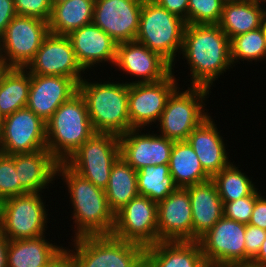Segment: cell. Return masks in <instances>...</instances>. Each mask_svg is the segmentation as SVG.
Here are the masks:
<instances>
[{"mask_svg":"<svg viewBox=\"0 0 266 267\" xmlns=\"http://www.w3.org/2000/svg\"><path fill=\"white\" fill-rule=\"evenodd\" d=\"M211 90L205 87H178L168 98L156 125L159 134L173 141H186L189 134L210 115L204 107ZM205 110L207 112H205Z\"/></svg>","mask_w":266,"mask_h":267,"instance_id":"cell-6","label":"cell"},{"mask_svg":"<svg viewBox=\"0 0 266 267\" xmlns=\"http://www.w3.org/2000/svg\"><path fill=\"white\" fill-rule=\"evenodd\" d=\"M77 267H103L102 235L82 236L71 240Z\"/></svg>","mask_w":266,"mask_h":267,"instance_id":"cell-35","label":"cell"},{"mask_svg":"<svg viewBox=\"0 0 266 267\" xmlns=\"http://www.w3.org/2000/svg\"><path fill=\"white\" fill-rule=\"evenodd\" d=\"M250 225L266 230V198L260 195L256 201L252 211Z\"/></svg>","mask_w":266,"mask_h":267,"instance_id":"cell-42","label":"cell"},{"mask_svg":"<svg viewBox=\"0 0 266 267\" xmlns=\"http://www.w3.org/2000/svg\"><path fill=\"white\" fill-rule=\"evenodd\" d=\"M143 0H95L93 23L116 44L134 41Z\"/></svg>","mask_w":266,"mask_h":267,"instance_id":"cell-15","label":"cell"},{"mask_svg":"<svg viewBox=\"0 0 266 267\" xmlns=\"http://www.w3.org/2000/svg\"><path fill=\"white\" fill-rule=\"evenodd\" d=\"M145 267H208L198 241H159L145 247Z\"/></svg>","mask_w":266,"mask_h":267,"instance_id":"cell-22","label":"cell"},{"mask_svg":"<svg viewBox=\"0 0 266 267\" xmlns=\"http://www.w3.org/2000/svg\"><path fill=\"white\" fill-rule=\"evenodd\" d=\"M42 196L41 193H25L0 202V232L8 240L45 235L49 217Z\"/></svg>","mask_w":266,"mask_h":267,"instance_id":"cell-7","label":"cell"},{"mask_svg":"<svg viewBox=\"0 0 266 267\" xmlns=\"http://www.w3.org/2000/svg\"><path fill=\"white\" fill-rule=\"evenodd\" d=\"M158 242L193 241L192 207L186 188L157 203Z\"/></svg>","mask_w":266,"mask_h":267,"instance_id":"cell-18","label":"cell"},{"mask_svg":"<svg viewBox=\"0 0 266 267\" xmlns=\"http://www.w3.org/2000/svg\"><path fill=\"white\" fill-rule=\"evenodd\" d=\"M224 3H233V2H249V1H255V0H223Z\"/></svg>","mask_w":266,"mask_h":267,"instance_id":"cell-48","label":"cell"},{"mask_svg":"<svg viewBox=\"0 0 266 267\" xmlns=\"http://www.w3.org/2000/svg\"><path fill=\"white\" fill-rule=\"evenodd\" d=\"M120 157L119 136L94 133L65 163L95 186L105 189L111 169Z\"/></svg>","mask_w":266,"mask_h":267,"instance_id":"cell-8","label":"cell"},{"mask_svg":"<svg viewBox=\"0 0 266 267\" xmlns=\"http://www.w3.org/2000/svg\"><path fill=\"white\" fill-rule=\"evenodd\" d=\"M257 188L251 195L236 201L223 202L224 217L247 225L250 222L256 199L262 194Z\"/></svg>","mask_w":266,"mask_h":267,"instance_id":"cell-38","label":"cell"},{"mask_svg":"<svg viewBox=\"0 0 266 267\" xmlns=\"http://www.w3.org/2000/svg\"><path fill=\"white\" fill-rule=\"evenodd\" d=\"M145 247L112 235H102L103 267H143Z\"/></svg>","mask_w":266,"mask_h":267,"instance_id":"cell-31","label":"cell"},{"mask_svg":"<svg viewBox=\"0 0 266 267\" xmlns=\"http://www.w3.org/2000/svg\"><path fill=\"white\" fill-rule=\"evenodd\" d=\"M262 29L266 40V18L262 22Z\"/></svg>","mask_w":266,"mask_h":267,"instance_id":"cell-49","label":"cell"},{"mask_svg":"<svg viewBox=\"0 0 266 267\" xmlns=\"http://www.w3.org/2000/svg\"><path fill=\"white\" fill-rule=\"evenodd\" d=\"M17 179L15 154H0V202L9 197L28 193Z\"/></svg>","mask_w":266,"mask_h":267,"instance_id":"cell-37","label":"cell"},{"mask_svg":"<svg viewBox=\"0 0 266 267\" xmlns=\"http://www.w3.org/2000/svg\"><path fill=\"white\" fill-rule=\"evenodd\" d=\"M223 267H251V266H223Z\"/></svg>","mask_w":266,"mask_h":267,"instance_id":"cell-51","label":"cell"},{"mask_svg":"<svg viewBox=\"0 0 266 267\" xmlns=\"http://www.w3.org/2000/svg\"><path fill=\"white\" fill-rule=\"evenodd\" d=\"M169 169L178 188H186L211 179L202 168L197 154L187 141H174Z\"/></svg>","mask_w":266,"mask_h":267,"instance_id":"cell-28","label":"cell"},{"mask_svg":"<svg viewBox=\"0 0 266 267\" xmlns=\"http://www.w3.org/2000/svg\"><path fill=\"white\" fill-rule=\"evenodd\" d=\"M45 237L8 240L7 267H46L63 245L50 243Z\"/></svg>","mask_w":266,"mask_h":267,"instance_id":"cell-27","label":"cell"},{"mask_svg":"<svg viewBox=\"0 0 266 267\" xmlns=\"http://www.w3.org/2000/svg\"><path fill=\"white\" fill-rule=\"evenodd\" d=\"M31 74L25 68L7 67L0 77V114L3 118L26 107Z\"/></svg>","mask_w":266,"mask_h":267,"instance_id":"cell-29","label":"cell"},{"mask_svg":"<svg viewBox=\"0 0 266 267\" xmlns=\"http://www.w3.org/2000/svg\"><path fill=\"white\" fill-rule=\"evenodd\" d=\"M233 67L237 62L266 60V40L262 27L240 34L230 40Z\"/></svg>","mask_w":266,"mask_h":267,"instance_id":"cell-34","label":"cell"},{"mask_svg":"<svg viewBox=\"0 0 266 267\" xmlns=\"http://www.w3.org/2000/svg\"><path fill=\"white\" fill-rule=\"evenodd\" d=\"M25 69L30 74L69 77L77 84L86 73L77 61L70 38L52 33L43 39L41 47Z\"/></svg>","mask_w":266,"mask_h":267,"instance_id":"cell-14","label":"cell"},{"mask_svg":"<svg viewBox=\"0 0 266 267\" xmlns=\"http://www.w3.org/2000/svg\"><path fill=\"white\" fill-rule=\"evenodd\" d=\"M266 239V230L247 224L245 229L246 266L258 254L262 243Z\"/></svg>","mask_w":266,"mask_h":267,"instance_id":"cell-40","label":"cell"},{"mask_svg":"<svg viewBox=\"0 0 266 267\" xmlns=\"http://www.w3.org/2000/svg\"><path fill=\"white\" fill-rule=\"evenodd\" d=\"M3 153H32L46 148V123L28 107L6 116L0 126Z\"/></svg>","mask_w":266,"mask_h":267,"instance_id":"cell-13","label":"cell"},{"mask_svg":"<svg viewBox=\"0 0 266 267\" xmlns=\"http://www.w3.org/2000/svg\"><path fill=\"white\" fill-rule=\"evenodd\" d=\"M141 131L130 129L119 136L121 157L136 171L146 166L169 164L174 141L156 133L150 134V131L146 134Z\"/></svg>","mask_w":266,"mask_h":267,"instance_id":"cell-17","label":"cell"},{"mask_svg":"<svg viewBox=\"0 0 266 267\" xmlns=\"http://www.w3.org/2000/svg\"><path fill=\"white\" fill-rule=\"evenodd\" d=\"M246 225L224 216L198 242L208 267L246 266Z\"/></svg>","mask_w":266,"mask_h":267,"instance_id":"cell-10","label":"cell"},{"mask_svg":"<svg viewBox=\"0 0 266 267\" xmlns=\"http://www.w3.org/2000/svg\"><path fill=\"white\" fill-rule=\"evenodd\" d=\"M62 177V178H58ZM56 178L63 180L70 195L74 236L111 235L115 214L110 210L104 189L79 175L65 162L58 163Z\"/></svg>","mask_w":266,"mask_h":267,"instance_id":"cell-2","label":"cell"},{"mask_svg":"<svg viewBox=\"0 0 266 267\" xmlns=\"http://www.w3.org/2000/svg\"><path fill=\"white\" fill-rule=\"evenodd\" d=\"M104 191L110 210L116 214L139 195L137 171L120 157L111 169L109 182Z\"/></svg>","mask_w":266,"mask_h":267,"instance_id":"cell-30","label":"cell"},{"mask_svg":"<svg viewBox=\"0 0 266 267\" xmlns=\"http://www.w3.org/2000/svg\"><path fill=\"white\" fill-rule=\"evenodd\" d=\"M8 239L0 232V267H7Z\"/></svg>","mask_w":266,"mask_h":267,"instance_id":"cell-46","label":"cell"},{"mask_svg":"<svg viewBox=\"0 0 266 267\" xmlns=\"http://www.w3.org/2000/svg\"><path fill=\"white\" fill-rule=\"evenodd\" d=\"M168 12L183 19L188 24V1L189 0H154Z\"/></svg>","mask_w":266,"mask_h":267,"instance_id":"cell-41","label":"cell"},{"mask_svg":"<svg viewBox=\"0 0 266 267\" xmlns=\"http://www.w3.org/2000/svg\"><path fill=\"white\" fill-rule=\"evenodd\" d=\"M186 25L185 20L168 12L154 0H143L135 40L158 53L174 68L177 54L178 57L181 55Z\"/></svg>","mask_w":266,"mask_h":267,"instance_id":"cell-5","label":"cell"},{"mask_svg":"<svg viewBox=\"0 0 266 267\" xmlns=\"http://www.w3.org/2000/svg\"><path fill=\"white\" fill-rule=\"evenodd\" d=\"M68 37L78 63L86 72L100 63L115 65L116 42L93 22L72 31Z\"/></svg>","mask_w":266,"mask_h":267,"instance_id":"cell-20","label":"cell"},{"mask_svg":"<svg viewBox=\"0 0 266 267\" xmlns=\"http://www.w3.org/2000/svg\"><path fill=\"white\" fill-rule=\"evenodd\" d=\"M114 66L123 71V74L136 77L135 81L131 79L127 84L158 82L174 71L158 53L136 40L117 44Z\"/></svg>","mask_w":266,"mask_h":267,"instance_id":"cell-16","label":"cell"},{"mask_svg":"<svg viewBox=\"0 0 266 267\" xmlns=\"http://www.w3.org/2000/svg\"><path fill=\"white\" fill-rule=\"evenodd\" d=\"M117 239L144 247L158 242L157 203L138 195L115 214L111 233Z\"/></svg>","mask_w":266,"mask_h":267,"instance_id":"cell-12","label":"cell"},{"mask_svg":"<svg viewBox=\"0 0 266 267\" xmlns=\"http://www.w3.org/2000/svg\"><path fill=\"white\" fill-rule=\"evenodd\" d=\"M181 53L192 76L189 86L211 89L220 75L233 69L230 39L218 24H187Z\"/></svg>","mask_w":266,"mask_h":267,"instance_id":"cell-1","label":"cell"},{"mask_svg":"<svg viewBox=\"0 0 266 267\" xmlns=\"http://www.w3.org/2000/svg\"><path fill=\"white\" fill-rule=\"evenodd\" d=\"M223 6V0H189L188 24H218Z\"/></svg>","mask_w":266,"mask_h":267,"instance_id":"cell-36","label":"cell"},{"mask_svg":"<svg viewBox=\"0 0 266 267\" xmlns=\"http://www.w3.org/2000/svg\"><path fill=\"white\" fill-rule=\"evenodd\" d=\"M48 34L47 21L16 15L0 36V59L7 67L25 68Z\"/></svg>","mask_w":266,"mask_h":267,"instance_id":"cell-9","label":"cell"},{"mask_svg":"<svg viewBox=\"0 0 266 267\" xmlns=\"http://www.w3.org/2000/svg\"><path fill=\"white\" fill-rule=\"evenodd\" d=\"M95 0H53L49 33L68 36L93 22Z\"/></svg>","mask_w":266,"mask_h":267,"instance_id":"cell-26","label":"cell"},{"mask_svg":"<svg viewBox=\"0 0 266 267\" xmlns=\"http://www.w3.org/2000/svg\"><path fill=\"white\" fill-rule=\"evenodd\" d=\"M16 15L14 0H0V36Z\"/></svg>","mask_w":266,"mask_h":267,"instance_id":"cell-43","label":"cell"},{"mask_svg":"<svg viewBox=\"0 0 266 267\" xmlns=\"http://www.w3.org/2000/svg\"><path fill=\"white\" fill-rule=\"evenodd\" d=\"M53 0H14L17 15L49 21Z\"/></svg>","mask_w":266,"mask_h":267,"instance_id":"cell-39","label":"cell"},{"mask_svg":"<svg viewBox=\"0 0 266 267\" xmlns=\"http://www.w3.org/2000/svg\"><path fill=\"white\" fill-rule=\"evenodd\" d=\"M233 163L211 178L216 184L222 202L236 201L251 195L257 189L252 177L249 179L246 173Z\"/></svg>","mask_w":266,"mask_h":267,"instance_id":"cell-33","label":"cell"},{"mask_svg":"<svg viewBox=\"0 0 266 267\" xmlns=\"http://www.w3.org/2000/svg\"><path fill=\"white\" fill-rule=\"evenodd\" d=\"M3 151H2V146H1V136H0V154H2Z\"/></svg>","mask_w":266,"mask_h":267,"instance_id":"cell-50","label":"cell"},{"mask_svg":"<svg viewBox=\"0 0 266 267\" xmlns=\"http://www.w3.org/2000/svg\"><path fill=\"white\" fill-rule=\"evenodd\" d=\"M3 117H2V115L0 114V126H1V124H2V121H3Z\"/></svg>","mask_w":266,"mask_h":267,"instance_id":"cell-52","label":"cell"},{"mask_svg":"<svg viewBox=\"0 0 266 267\" xmlns=\"http://www.w3.org/2000/svg\"><path fill=\"white\" fill-rule=\"evenodd\" d=\"M186 141L194 149L204 171L212 178L231 162L226 144L212 116H209L188 136Z\"/></svg>","mask_w":266,"mask_h":267,"instance_id":"cell-21","label":"cell"},{"mask_svg":"<svg viewBox=\"0 0 266 267\" xmlns=\"http://www.w3.org/2000/svg\"><path fill=\"white\" fill-rule=\"evenodd\" d=\"M265 6V2L260 0L224 3L218 26L230 40L258 29L262 27V22L266 18Z\"/></svg>","mask_w":266,"mask_h":267,"instance_id":"cell-25","label":"cell"},{"mask_svg":"<svg viewBox=\"0 0 266 267\" xmlns=\"http://www.w3.org/2000/svg\"><path fill=\"white\" fill-rule=\"evenodd\" d=\"M186 189L192 207L193 241H198L224 216L223 202L212 179Z\"/></svg>","mask_w":266,"mask_h":267,"instance_id":"cell-23","label":"cell"},{"mask_svg":"<svg viewBox=\"0 0 266 267\" xmlns=\"http://www.w3.org/2000/svg\"><path fill=\"white\" fill-rule=\"evenodd\" d=\"M175 71L154 83H133L128 88L130 129H145L158 123L168 98L179 87Z\"/></svg>","mask_w":266,"mask_h":267,"instance_id":"cell-11","label":"cell"},{"mask_svg":"<svg viewBox=\"0 0 266 267\" xmlns=\"http://www.w3.org/2000/svg\"><path fill=\"white\" fill-rule=\"evenodd\" d=\"M46 123V148L65 162L94 133L85 99L79 91L61 104Z\"/></svg>","mask_w":266,"mask_h":267,"instance_id":"cell-4","label":"cell"},{"mask_svg":"<svg viewBox=\"0 0 266 267\" xmlns=\"http://www.w3.org/2000/svg\"><path fill=\"white\" fill-rule=\"evenodd\" d=\"M251 267H266V239L261 245L258 254L251 260Z\"/></svg>","mask_w":266,"mask_h":267,"instance_id":"cell-45","label":"cell"},{"mask_svg":"<svg viewBox=\"0 0 266 267\" xmlns=\"http://www.w3.org/2000/svg\"><path fill=\"white\" fill-rule=\"evenodd\" d=\"M58 161L47 150L15 154V170L20 185L28 193H43L56 180ZM53 181V182H52Z\"/></svg>","mask_w":266,"mask_h":267,"instance_id":"cell-24","label":"cell"},{"mask_svg":"<svg viewBox=\"0 0 266 267\" xmlns=\"http://www.w3.org/2000/svg\"><path fill=\"white\" fill-rule=\"evenodd\" d=\"M6 68H7L6 64L0 59V77L2 76Z\"/></svg>","mask_w":266,"mask_h":267,"instance_id":"cell-47","label":"cell"},{"mask_svg":"<svg viewBox=\"0 0 266 267\" xmlns=\"http://www.w3.org/2000/svg\"><path fill=\"white\" fill-rule=\"evenodd\" d=\"M137 184L140 196L158 203L178 187L170 174L169 164L146 166L137 171Z\"/></svg>","mask_w":266,"mask_h":267,"instance_id":"cell-32","label":"cell"},{"mask_svg":"<svg viewBox=\"0 0 266 267\" xmlns=\"http://www.w3.org/2000/svg\"><path fill=\"white\" fill-rule=\"evenodd\" d=\"M77 92L78 84L69 77L31 74L26 107L47 122Z\"/></svg>","mask_w":266,"mask_h":267,"instance_id":"cell-19","label":"cell"},{"mask_svg":"<svg viewBox=\"0 0 266 267\" xmlns=\"http://www.w3.org/2000/svg\"><path fill=\"white\" fill-rule=\"evenodd\" d=\"M46 267H77L75 257L67 247H63Z\"/></svg>","mask_w":266,"mask_h":267,"instance_id":"cell-44","label":"cell"},{"mask_svg":"<svg viewBox=\"0 0 266 267\" xmlns=\"http://www.w3.org/2000/svg\"><path fill=\"white\" fill-rule=\"evenodd\" d=\"M128 88L127 82H90L85 77L78 84L95 133L121 136L130 130Z\"/></svg>","mask_w":266,"mask_h":267,"instance_id":"cell-3","label":"cell"}]
</instances>
